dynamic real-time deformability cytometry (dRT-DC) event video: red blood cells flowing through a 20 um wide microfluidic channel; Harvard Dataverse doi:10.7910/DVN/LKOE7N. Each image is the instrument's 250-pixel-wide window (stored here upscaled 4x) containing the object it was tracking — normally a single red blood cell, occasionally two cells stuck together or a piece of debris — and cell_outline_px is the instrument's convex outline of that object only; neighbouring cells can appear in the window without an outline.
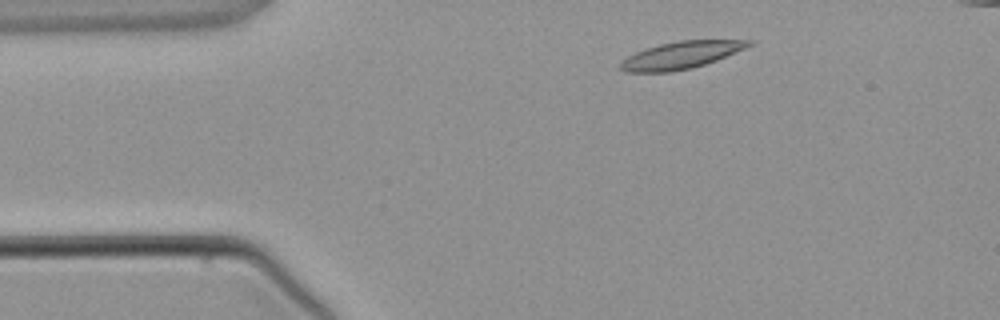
{"species": "common noctule bat (a hibernating species)", "species_latin": "Nyctalus noctula", "temperature_condition": "warm", "stored_images_in_passage": 3, "camera_frame_rate_fps": 3000, "um_per_image_px": 0.085, "animal": {"sex": "male", "body_mass_g": 21.5, "forearm_length_mm": 52.0}, "frame": {"image": 1, "passage_image": 1, "time_ms": 0.0, "image_size_px": [1000, 320], "cell_outline_px": [[756, 40], [752, 44], [744, 48], [716, 60], [692, 68], [672, 72], [628, 72], [620, 68], [620, 60], [636, 52], [660, 44], [680, 40]], "centroid_in_image_um": [57.86, 4.69], "position_along_channel_um": 27.1, "area_um2": 20.11}}